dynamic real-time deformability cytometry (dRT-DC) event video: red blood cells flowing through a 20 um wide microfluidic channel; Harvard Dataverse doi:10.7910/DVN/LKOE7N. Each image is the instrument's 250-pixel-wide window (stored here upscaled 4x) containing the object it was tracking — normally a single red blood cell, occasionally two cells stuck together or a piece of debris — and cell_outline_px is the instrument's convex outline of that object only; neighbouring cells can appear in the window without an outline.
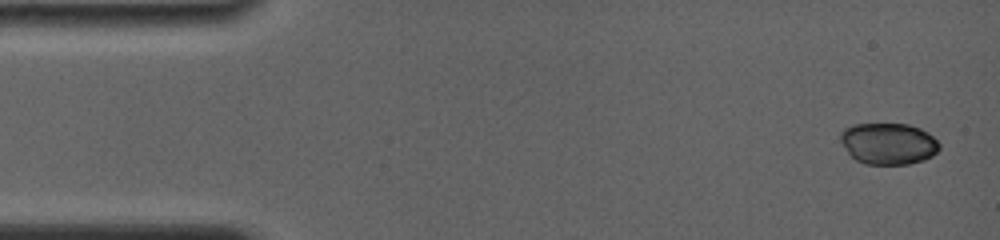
{"species": "common noctule bat (a hibernating species)", "species_latin": "Nyctalus noctula", "temperature_condition": "room temperature", "stored_images_in_passage": 10, "camera_frame_rate_fps": 4000, "um_per_image_px": 0.085, "animal": {"sex": "female", "body_mass_g": 19.0, "forearm_length_mm": 56.7}, "frame": {"image": 1, "passage_image": 1, "time_ms": 0.0, "image_size_px": [1000, 240], "cell_outline_px": [[940, 148], [932, 156], [924, 160], [908, 164], [864, 164], [856, 160], [848, 152], [840, 140], [840, 132], [844, 128], [852, 124], [908, 124], [920, 128], [928, 132], [940, 144]], "centroid_in_image_um": [75.51, 12.2], "position_along_channel_um": 9.5, "area_um2": 23.99}}
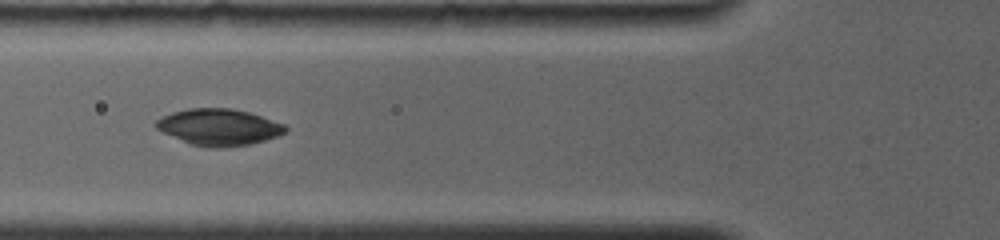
{"frame": {"image": 2, "passage_image": 6, "time_ms": 5.5, "image_size_px": [1000, 240], "cell_outline_px": [[288, 128], [284, 132], [276, 136], [264, 140], [248, 144], [224, 148], [204, 148], [192, 144], [164, 132], [156, 128], [152, 124], [156, 120], [172, 112], [188, 108], [232, 108], [248, 112], [284, 124]], "centroid_in_image_um": [18.58, 10.8], "position_along_channel_um": 107.2, "area_um2": 27.28}}
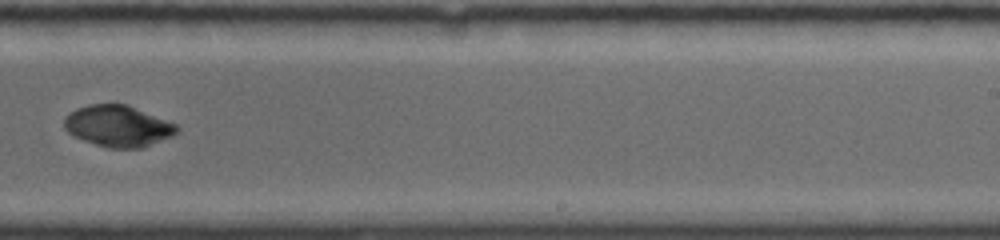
{"frame": {"image": 3, "passage_image": 10, "time_ms": 10.0, "image_size_px": [1000, 240], "cell_outline_px": [[180, 128], [172, 136], [140, 148], [108, 148], [72, 136], [64, 128], [64, 116], [76, 108], [88, 104], [128, 104], [176, 124]], "centroid_in_image_um": [10.0, 10.7], "position_along_channel_um": 279.0, "area_um2": 27.11}}